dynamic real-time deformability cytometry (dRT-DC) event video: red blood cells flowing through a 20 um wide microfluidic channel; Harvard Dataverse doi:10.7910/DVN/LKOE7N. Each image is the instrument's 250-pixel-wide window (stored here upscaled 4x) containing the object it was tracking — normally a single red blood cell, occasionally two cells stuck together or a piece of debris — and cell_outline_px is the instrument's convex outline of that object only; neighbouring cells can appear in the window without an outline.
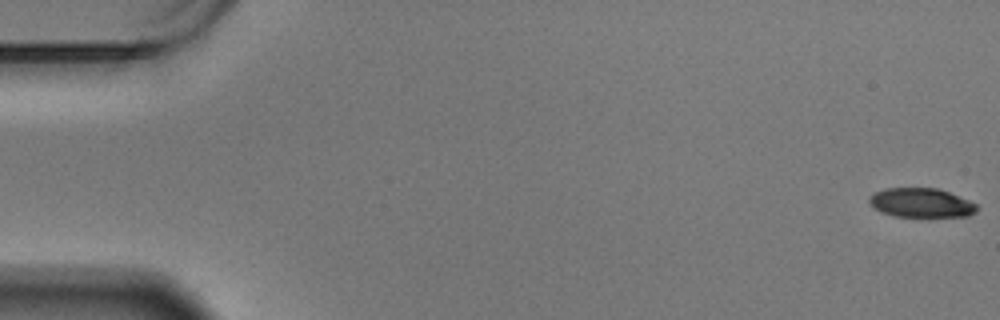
{"species": "Egyptian fruit bat (a non-hibernating species)", "species_latin": "Rousettus aegyptiacus", "temperature_condition": "warm", "stored_images_in_passage": 60, "camera_frame_rate_fps": 3000, "um_per_image_px": 0.085, "animal": {"sex": "male"}, "frame": {"image": 1, "passage_image": 1, "time_ms": 0.0, "image_size_px": [1000, 320], "cell_outline_px": [[976, 212], [968, 216], [892, 216], [880, 212], [868, 200], [868, 196], [884, 188], [936, 188], [948, 192], [968, 200], [976, 204]], "centroid_in_image_um": [78.27, 17.23], "position_along_channel_um": 6.7, "area_um2": 18.09}}
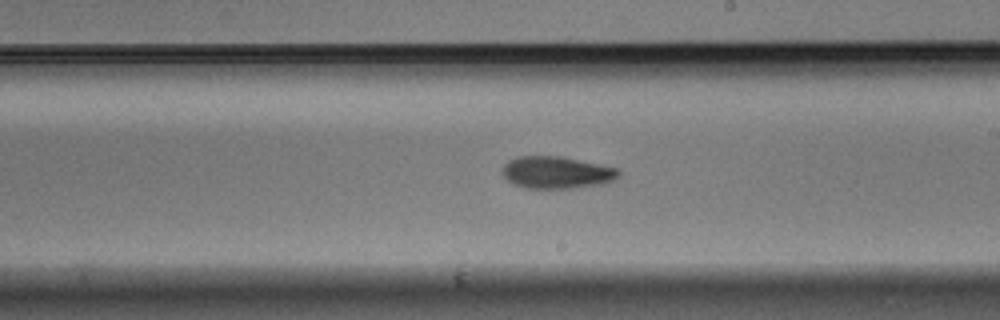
{"frame": {"image": 2, "passage_image": 35, "time_ms": 11.333, "image_size_px": [1000, 320], "cell_outline_px": [[620, 176], [604, 184], [576, 188], [524, 188], [512, 184], [500, 172], [504, 164], [508, 160], [516, 156], [564, 156], [600, 164], [616, 168], [620, 172]], "centroid_in_image_um": [47.29, 14.66], "position_along_channel_um": 241.7, "area_um2": 22.14}}
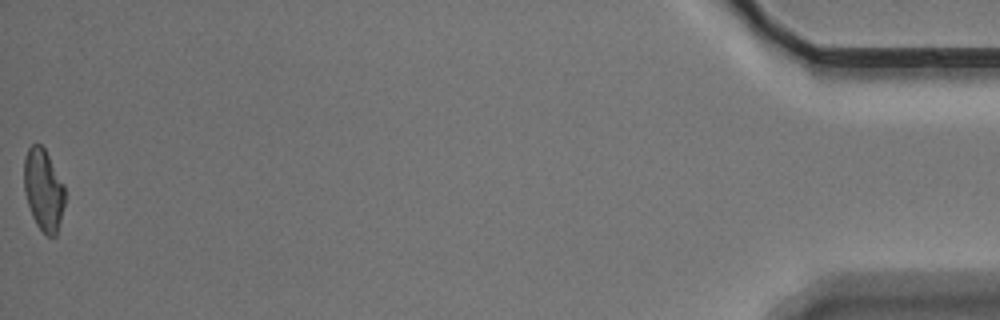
{"frame": {"image": 3, "passage_image": 60, "time_ms": 19.667, "image_size_px": [1000, 320], "cell_outline_px": [[64, 204], [56, 236], [48, 236], [36, 224], [32, 216], [24, 192], [24, 156], [28, 148], [32, 144], [40, 144], [44, 148], [64, 184]], "centroid_in_image_um": [3.68, 16.12], "position_along_channel_um": 431.5, "area_um2": 19.31}, "authors_computed_cell_mechanics": {"area_um2": 20.8947, "velocity_mm_per_s": 3.4273, "shape_relaxation_time_tau1_ms": 9.822, "shape_relaxation_time_tau2_ms": 4.0114, "deformation_change_tau1": 0.2109, "deformation_change_tau2": 0.1046}}